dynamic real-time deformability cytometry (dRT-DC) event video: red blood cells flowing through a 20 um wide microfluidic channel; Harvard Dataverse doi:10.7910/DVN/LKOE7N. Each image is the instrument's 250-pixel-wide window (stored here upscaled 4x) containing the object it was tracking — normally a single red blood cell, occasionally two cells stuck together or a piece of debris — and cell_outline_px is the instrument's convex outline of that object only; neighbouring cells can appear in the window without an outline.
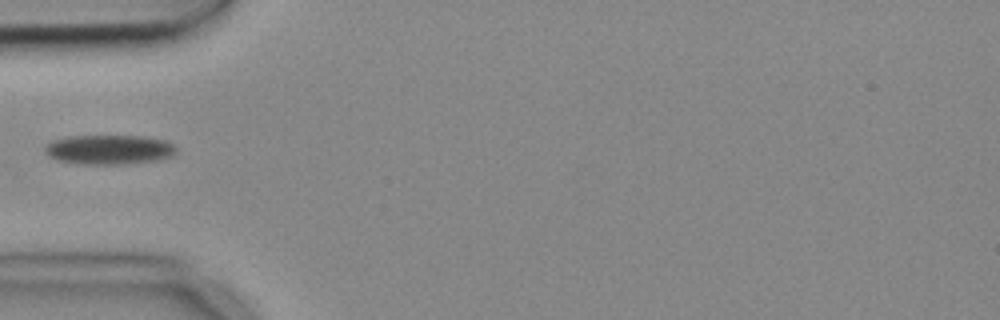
{"species": "common noctule bat (a hibernating species)", "species_latin": "Nyctalus noctula", "temperature_condition": "cold", "stored_images_in_passage": 1, "camera_frame_rate_fps": 3000, "um_per_image_px": 0.085, "animal": {"sex": "female", "body_mass_g": 18.4}, "frame": {"image": 1, "passage_image": 1, "time_ms": 0.0, "image_size_px": [1000, 320], "cell_outline_px": [[176, 152], [172, 156], [156, 160], [124, 164], [80, 164], [56, 160], [48, 156], [44, 152], [44, 144], [52, 140], [68, 136], [144, 136], [164, 140], [172, 144], [176, 148]], "centroid_in_image_um": [9.21, 12.71], "position_along_channel_um": 75.8, "area_um2": 22.77}}